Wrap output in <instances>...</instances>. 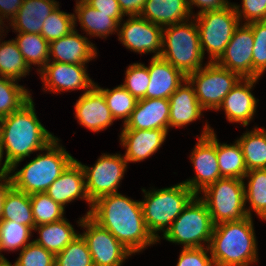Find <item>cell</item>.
<instances>
[{"mask_svg": "<svg viewBox=\"0 0 266 266\" xmlns=\"http://www.w3.org/2000/svg\"><path fill=\"white\" fill-rule=\"evenodd\" d=\"M88 216L107 229L132 254L158 242L146 227L140 201L118 192L94 201Z\"/></svg>", "mask_w": 266, "mask_h": 266, "instance_id": "1", "label": "cell"}, {"mask_svg": "<svg viewBox=\"0 0 266 266\" xmlns=\"http://www.w3.org/2000/svg\"><path fill=\"white\" fill-rule=\"evenodd\" d=\"M31 98L19 110L0 119L5 161L13 173L18 164L35 151H44L56 137L39 121Z\"/></svg>", "mask_w": 266, "mask_h": 266, "instance_id": "2", "label": "cell"}, {"mask_svg": "<svg viewBox=\"0 0 266 266\" xmlns=\"http://www.w3.org/2000/svg\"><path fill=\"white\" fill-rule=\"evenodd\" d=\"M252 218L214 225L208 248L216 266H251L258 261Z\"/></svg>", "mask_w": 266, "mask_h": 266, "instance_id": "3", "label": "cell"}, {"mask_svg": "<svg viewBox=\"0 0 266 266\" xmlns=\"http://www.w3.org/2000/svg\"><path fill=\"white\" fill-rule=\"evenodd\" d=\"M56 137L44 151L28 162L22 169L10 174L11 185L27 194L46 192L49 186L75 160Z\"/></svg>", "mask_w": 266, "mask_h": 266, "instance_id": "4", "label": "cell"}, {"mask_svg": "<svg viewBox=\"0 0 266 266\" xmlns=\"http://www.w3.org/2000/svg\"><path fill=\"white\" fill-rule=\"evenodd\" d=\"M144 200L140 201L144 221L148 231L159 241L158 232L164 235L171 227L173 221L182 213L185 206L196 195L183 182L171 187L142 189Z\"/></svg>", "mask_w": 266, "mask_h": 266, "instance_id": "5", "label": "cell"}, {"mask_svg": "<svg viewBox=\"0 0 266 266\" xmlns=\"http://www.w3.org/2000/svg\"><path fill=\"white\" fill-rule=\"evenodd\" d=\"M163 27L160 57L180 70L186 77L202 68L204 55L201 50L199 30L193 20Z\"/></svg>", "mask_w": 266, "mask_h": 266, "instance_id": "6", "label": "cell"}, {"mask_svg": "<svg viewBox=\"0 0 266 266\" xmlns=\"http://www.w3.org/2000/svg\"><path fill=\"white\" fill-rule=\"evenodd\" d=\"M213 228L214 224L205 202L199 195H195L173 221L163 238L175 244H182V248L208 247Z\"/></svg>", "mask_w": 266, "mask_h": 266, "instance_id": "7", "label": "cell"}, {"mask_svg": "<svg viewBox=\"0 0 266 266\" xmlns=\"http://www.w3.org/2000/svg\"><path fill=\"white\" fill-rule=\"evenodd\" d=\"M200 37L203 55L209 53L208 62H217L224 54L235 28L240 24L231 3L219 10H209L193 16Z\"/></svg>", "mask_w": 266, "mask_h": 266, "instance_id": "8", "label": "cell"}, {"mask_svg": "<svg viewBox=\"0 0 266 266\" xmlns=\"http://www.w3.org/2000/svg\"><path fill=\"white\" fill-rule=\"evenodd\" d=\"M244 188L243 179L223 177L202 191L204 195L200 198L205 202L214 225L248 216Z\"/></svg>", "mask_w": 266, "mask_h": 266, "instance_id": "9", "label": "cell"}, {"mask_svg": "<svg viewBox=\"0 0 266 266\" xmlns=\"http://www.w3.org/2000/svg\"><path fill=\"white\" fill-rule=\"evenodd\" d=\"M193 85L199 104L206 111L217 110L225 96L241 77L216 62H208L202 68L187 76Z\"/></svg>", "mask_w": 266, "mask_h": 266, "instance_id": "10", "label": "cell"}, {"mask_svg": "<svg viewBox=\"0 0 266 266\" xmlns=\"http://www.w3.org/2000/svg\"><path fill=\"white\" fill-rule=\"evenodd\" d=\"M85 173L86 192L93 203L98 198L118 192L127 161L121 154H102L96 163L88 167L79 162Z\"/></svg>", "mask_w": 266, "mask_h": 266, "instance_id": "11", "label": "cell"}, {"mask_svg": "<svg viewBox=\"0 0 266 266\" xmlns=\"http://www.w3.org/2000/svg\"><path fill=\"white\" fill-rule=\"evenodd\" d=\"M86 229L81 235L86 240L94 266H122L133 255L107 229L98 225L88 215L77 222Z\"/></svg>", "mask_w": 266, "mask_h": 266, "instance_id": "12", "label": "cell"}, {"mask_svg": "<svg viewBox=\"0 0 266 266\" xmlns=\"http://www.w3.org/2000/svg\"><path fill=\"white\" fill-rule=\"evenodd\" d=\"M198 142L191 152V161L195 169V175L192 179L183 181L196 195L223 178L219 171L218 159L216 155V134L206 122Z\"/></svg>", "mask_w": 266, "mask_h": 266, "instance_id": "13", "label": "cell"}, {"mask_svg": "<svg viewBox=\"0 0 266 266\" xmlns=\"http://www.w3.org/2000/svg\"><path fill=\"white\" fill-rule=\"evenodd\" d=\"M117 35L122 45L133 52L161 55L163 28L140 16H129L124 23L120 22Z\"/></svg>", "mask_w": 266, "mask_h": 266, "instance_id": "14", "label": "cell"}, {"mask_svg": "<svg viewBox=\"0 0 266 266\" xmlns=\"http://www.w3.org/2000/svg\"><path fill=\"white\" fill-rule=\"evenodd\" d=\"M86 69V65L49 61L39 72L43 89L57 94L74 90L87 92L95 83Z\"/></svg>", "mask_w": 266, "mask_h": 266, "instance_id": "15", "label": "cell"}, {"mask_svg": "<svg viewBox=\"0 0 266 266\" xmlns=\"http://www.w3.org/2000/svg\"><path fill=\"white\" fill-rule=\"evenodd\" d=\"M254 36L249 24H239L224 54L216 62L219 66L237 73L241 78H252Z\"/></svg>", "mask_w": 266, "mask_h": 266, "instance_id": "16", "label": "cell"}, {"mask_svg": "<svg viewBox=\"0 0 266 266\" xmlns=\"http://www.w3.org/2000/svg\"><path fill=\"white\" fill-rule=\"evenodd\" d=\"M259 79L241 78L225 96L216 111L223 110L229 122L247 126L256 113L259 99L256 100L251 89Z\"/></svg>", "mask_w": 266, "mask_h": 266, "instance_id": "17", "label": "cell"}, {"mask_svg": "<svg viewBox=\"0 0 266 266\" xmlns=\"http://www.w3.org/2000/svg\"><path fill=\"white\" fill-rule=\"evenodd\" d=\"M74 106L79 124L93 132L106 130L115 121L103 93L95 85L84 92Z\"/></svg>", "mask_w": 266, "mask_h": 266, "instance_id": "18", "label": "cell"}, {"mask_svg": "<svg viewBox=\"0 0 266 266\" xmlns=\"http://www.w3.org/2000/svg\"><path fill=\"white\" fill-rule=\"evenodd\" d=\"M54 202L59 203L63 208L66 204L76 199H83L88 202L90 213L92 202L86 192L85 173L83 167L76 159L68 168L49 186L45 192Z\"/></svg>", "mask_w": 266, "mask_h": 266, "instance_id": "19", "label": "cell"}, {"mask_svg": "<svg viewBox=\"0 0 266 266\" xmlns=\"http://www.w3.org/2000/svg\"><path fill=\"white\" fill-rule=\"evenodd\" d=\"M169 116V99H139L122 130L162 129L169 131Z\"/></svg>", "mask_w": 266, "mask_h": 266, "instance_id": "20", "label": "cell"}, {"mask_svg": "<svg viewBox=\"0 0 266 266\" xmlns=\"http://www.w3.org/2000/svg\"><path fill=\"white\" fill-rule=\"evenodd\" d=\"M87 37L74 29L66 36L49 43V61L86 65L97 57V48Z\"/></svg>", "mask_w": 266, "mask_h": 266, "instance_id": "21", "label": "cell"}, {"mask_svg": "<svg viewBox=\"0 0 266 266\" xmlns=\"http://www.w3.org/2000/svg\"><path fill=\"white\" fill-rule=\"evenodd\" d=\"M168 130H122L121 145L126 148L124 158L127 163L141 162L158 151L166 140Z\"/></svg>", "mask_w": 266, "mask_h": 266, "instance_id": "22", "label": "cell"}, {"mask_svg": "<svg viewBox=\"0 0 266 266\" xmlns=\"http://www.w3.org/2000/svg\"><path fill=\"white\" fill-rule=\"evenodd\" d=\"M150 83L146 98L169 99L187 77L161 57H152L148 66Z\"/></svg>", "mask_w": 266, "mask_h": 266, "instance_id": "23", "label": "cell"}, {"mask_svg": "<svg viewBox=\"0 0 266 266\" xmlns=\"http://www.w3.org/2000/svg\"><path fill=\"white\" fill-rule=\"evenodd\" d=\"M169 128L184 127L201 118L204 109L199 104L193 85L186 79L170 96Z\"/></svg>", "mask_w": 266, "mask_h": 266, "instance_id": "24", "label": "cell"}, {"mask_svg": "<svg viewBox=\"0 0 266 266\" xmlns=\"http://www.w3.org/2000/svg\"><path fill=\"white\" fill-rule=\"evenodd\" d=\"M60 5L55 0H24L10 21L16 33L41 34L45 19Z\"/></svg>", "mask_w": 266, "mask_h": 266, "instance_id": "25", "label": "cell"}, {"mask_svg": "<svg viewBox=\"0 0 266 266\" xmlns=\"http://www.w3.org/2000/svg\"><path fill=\"white\" fill-rule=\"evenodd\" d=\"M139 16L162 28L193 17L187 0H147Z\"/></svg>", "mask_w": 266, "mask_h": 266, "instance_id": "26", "label": "cell"}, {"mask_svg": "<svg viewBox=\"0 0 266 266\" xmlns=\"http://www.w3.org/2000/svg\"><path fill=\"white\" fill-rule=\"evenodd\" d=\"M75 26L77 20L86 34L90 37L106 38L109 34L118 33L119 23L109 14H104L88 5L84 0H76Z\"/></svg>", "mask_w": 266, "mask_h": 266, "instance_id": "27", "label": "cell"}, {"mask_svg": "<svg viewBox=\"0 0 266 266\" xmlns=\"http://www.w3.org/2000/svg\"><path fill=\"white\" fill-rule=\"evenodd\" d=\"M37 230L39 238L33 241L54 255L60 253L79 235L66 218L57 222L35 226L33 231Z\"/></svg>", "mask_w": 266, "mask_h": 266, "instance_id": "28", "label": "cell"}, {"mask_svg": "<svg viewBox=\"0 0 266 266\" xmlns=\"http://www.w3.org/2000/svg\"><path fill=\"white\" fill-rule=\"evenodd\" d=\"M241 146L247 171L266 169V130L256 127L237 139Z\"/></svg>", "mask_w": 266, "mask_h": 266, "instance_id": "29", "label": "cell"}, {"mask_svg": "<svg viewBox=\"0 0 266 266\" xmlns=\"http://www.w3.org/2000/svg\"><path fill=\"white\" fill-rule=\"evenodd\" d=\"M1 220H10L34 229V218L29 194L11 186L4 198Z\"/></svg>", "mask_w": 266, "mask_h": 266, "instance_id": "30", "label": "cell"}, {"mask_svg": "<svg viewBox=\"0 0 266 266\" xmlns=\"http://www.w3.org/2000/svg\"><path fill=\"white\" fill-rule=\"evenodd\" d=\"M216 155L222 177L244 180L248 171L241 146L237 140L233 144H221L216 137Z\"/></svg>", "mask_w": 266, "mask_h": 266, "instance_id": "31", "label": "cell"}, {"mask_svg": "<svg viewBox=\"0 0 266 266\" xmlns=\"http://www.w3.org/2000/svg\"><path fill=\"white\" fill-rule=\"evenodd\" d=\"M245 203L249 202L246 208L249 217H252L251 210L256 212L262 220L266 221V169L249 170L244 179ZM247 184V188H246Z\"/></svg>", "mask_w": 266, "mask_h": 266, "instance_id": "32", "label": "cell"}, {"mask_svg": "<svg viewBox=\"0 0 266 266\" xmlns=\"http://www.w3.org/2000/svg\"><path fill=\"white\" fill-rule=\"evenodd\" d=\"M14 40L30 69L38 65L40 72L49 62V42L41 34L18 33Z\"/></svg>", "mask_w": 266, "mask_h": 266, "instance_id": "33", "label": "cell"}, {"mask_svg": "<svg viewBox=\"0 0 266 266\" xmlns=\"http://www.w3.org/2000/svg\"><path fill=\"white\" fill-rule=\"evenodd\" d=\"M0 38V77L19 80L29 75L30 68L14 39L2 41Z\"/></svg>", "mask_w": 266, "mask_h": 266, "instance_id": "34", "label": "cell"}, {"mask_svg": "<svg viewBox=\"0 0 266 266\" xmlns=\"http://www.w3.org/2000/svg\"><path fill=\"white\" fill-rule=\"evenodd\" d=\"M16 80L0 77V119L19 110L32 96Z\"/></svg>", "mask_w": 266, "mask_h": 266, "instance_id": "35", "label": "cell"}, {"mask_svg": "<svg viewBox=\"0 0 266 266\" xmlns=\"http://www.w3.org/2000/svg\"><path fill=\"white\" fill-rule=\"evenodd\" d=\"M95 86L103 93L107 106L115 120L123 119V126L135 109L137 99L131 95L122 85L113 89H104L95 83Z\"/></svg>", "mask_w": 266, "mask_h": 266, "instance_id": "36", "label": "cell"}, {"mask_svg": "<svg viewBox=\"0 0 266 266\" xmlns=\"http://www.w3.org/2000/svg\"><path fill=\"white\" fill-rule=\"evenodd\" d=\"M34 218V227L53 223L64 218L65 208L54 202L45 192L29 195Z\"/></svg>", "mask_w": 266, "mask_h": 266, "instance_id": "37", "label": "cell"}, {"mask_svg": "<svg viewBox=\"0 0 266 266\" xmlns=\"http://www.w3.org/2000/svg\"><path fill=\"white\" fill-rule=\"evenodd\" d=\"M32 229L24 224L10 220L0 221V251L21 250L31 243ZM30 241V242H29Z\"/></svg>", "mask_w": 266, "mask_h": 266, "instance_id": "38", "label": "cell"}, {"mask_svg": "<svg viewBox=\"0 0 266 266\" xmlns=\"http://www.w3.org/2000/svg\"><path fill=\"white\" fill-rule=\"evenodd\" d=\"M55 266H94L86 240L81 234L55 255Z\"/></svg>", "mask_w": 266, "mask_h": 266, "instance_id": "39", "label": "cell"}, {"mask_svg": "<svg viewBox=\"0 0 266 266\" xmlns=\"http://www.w3.org/2000/svg\"><path fill=\"white\" fill-rule=\"evenodd\" d=\"M75 29L74 14H69L57 8L45 19L41 35L50 43L60 39Z\"/></svg>", "mask_w": 266, "mask_h": 266, "instance_id": "40", "label": "cell"}, {"mask_svg": "<svg viewBox=\"0 0 266 266\" xmlns=\"http://www.w3.org/2000/svg\"><path fill=\"white\" fill-rule=\"evenodd\" d=\"M254 36L252 78L259 79L266 71V21L249 23Z\"/></svg>", "mask_w": 266, "mask_h": 266, "instance_id": "41", "label": "cell"}, {"mask_svg": "<svg viewBox=\"0 0 266 266\" xmlns=\"http://www.w3.org/2000/svg\"><path fill=\"white\" fill-rule=\"evenodd\" d=\"M125 81L121 84L137 100L146 98L150 83L148 67L142 63H133L127 67Z\"/></svg>", "mask_w": 266, "mask_h": 266, "instance_id": "42", "label": "cell"}, {"mask_svg": "<svg viewBox=\"0 0 266 266\" xmlns=\"http://www.w3.org/2000/svg\"><path fill=\"white\" fill-rule=\"evenodd\" d=\"M14 266H55V255L32 240L20 250Z\"/></svg>", "mask_w": 266, "mask_h": 266, "instance_id": "43", "label": "cell"}, {"mask_svg": "<svg viewBox=\"0 0 266 266\" xmlns=\"http://www.w3.org/2000/svg\"><path fill=\"white\" fill-rule=\"evenodd\" d=\"M242 6L232 4L238 16L239 22L244 24L266 21V0H242ZM243 17V18H242Z\"/></svg>", "mask_w": 266, "mask_h": 266, "instance_id": "44", "label": "cell"}, {"mask_svg": "<svg viewBox=\"0 0 266 266\" xmlns=\"http://www.w3.org/2000/svg\"><path fill=\"white\" fill-rule=\"evenodd\" d=\"M208 247L183 248L176 266H216Z\"/></svg>", "mask_w": 266, "mask_h": 266, "instance_id": "45", "label": "cell"}, {"mask_svg": "<svg viewBox=\"0 0 266 266\" xmlns=\"http://www.w3.org/2000/svg\"><path fill=\"white\" fill-rule=\"evenodd\" d=\"M88 5L95 8L96 10L109 14L110 17L114 18L118 23L123 21V14L119 2L117 0H84Z\"/></svg>", "mask_w": 266, "mask_h": 266, "instance_id": "46", "label": "cell"}, {"mask_svg": "<svg viewBox=\"0 0 266 266\" xmlns=\"http://www.w3.org/2000/svg\"><path fill=\"white\" fill-rule=\"evenodd\" d=\"M187 2L190 13L193 16L194 14L191 11L193 5L200 8V10L197 12L198 14L204 11L222 9L230 3L228 0H187Z\"/></svg>", "mask_w": 266, "mask_h": 266, "instance_id": "47", "label": "cell"}, {"mask_svg": "<svg viewBox=\"0 0 266 266\" xmlns=\"http://www.w3.org/2000/svg\"><path fill=\"white\" fill-rule=\"evenodd\" d=\"M24 0H0V18L9 21L16 15Z\"/></svg>", "mask_w": 266, "mask_h": 266, "instance_id": "48", "label": "cell"}, {"mask_svg": "<svg viewBox=\"0 0 266 266\" xmlns=\"http://www.w3.org/2000/svg\"><path fill=\"white\" fill-rule=\"evenodd\" d=\"M125 16H139L147 0H117Z\"/></svg>", "mask_w": 266, "mask_h": 266, "instance_id": "49", "label": "cell"}, {"mask_svg": "<svg viewBox=\"0 0 266 266\" xmlns=\"http://www.w3.org/2000/svg\"><path fill=\"white\" fill-rule=\"evenodd\" d=\"M4 155V148L0 136V166ZM11 174V166L7 163V161H4L3 165L0 167V181H3L5 179H9V176Z\"/></svg>", "mask_w": 266, "mask_h": 266, "instance_id": "50", "label": "cell"}, {"mask_svg": "<svg viewBox=\"0 0 266 266\" xmlns=\"http://www.w3.org/2000/svg\"><path fill=\"white\" fill-rule=\"evenodd\" d=\"M11 181L10 179H5L3 181H0V221L2 218V209L4 206V198L6 195V191L11 187Z\"/></svg>", "mask_w": 266, "mask_h": 266, "instance_id": "51", "label": "cell"}, {"mask_svg": "<svg viewBox=\"0 0 266 266\" xmlns=\"http://www.w3.org/2000/svg\"><path fill=\"white\" fill-rule=\"evenodd\" d=\"M0 266H14V264H11L7 259L0 261Z\"/></svg>", "mask_w": 266, "mask_h": 266, "instance_id": "52", "label": "cell"}, {"mask_svg": "<svg viewBox=\"0 0 266 266\" xmlns=\"http://www.w3.org/2000/svg\"><path fill=\"white\" fill-rule=\"evenodd\" d=\"M3 25H6V24H4V21L0 18V36H1V38H2L1 33H4V31H5Z\"/></svg>", "mask_w": 266, "mask_h": 266, "instance_id": "53", "label": "cell"}, {"mask_svg": "<svg viewBox=\"0 0 266 266\" xmlns=\"http://www.w3.org/2000/svg\"><path fill=\"white\" fill-rule=\"evenodd\" d=\"M3 260H6V258L1 254V251H0V261H3Z\"/></svg>", "mask_w": 266, "mask_h": 266, "instance_id": "54", "label": "cell"}]
</instances>
